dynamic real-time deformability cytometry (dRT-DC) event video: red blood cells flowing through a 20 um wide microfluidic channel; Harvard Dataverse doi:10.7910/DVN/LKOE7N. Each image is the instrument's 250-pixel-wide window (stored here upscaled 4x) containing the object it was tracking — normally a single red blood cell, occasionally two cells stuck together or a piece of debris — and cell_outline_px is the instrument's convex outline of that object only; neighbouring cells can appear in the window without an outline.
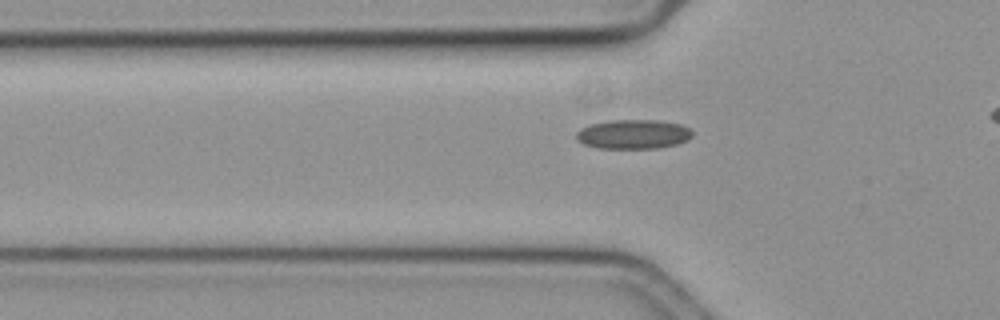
{"species": "common noctule bat (a hibernating species)", "species_latin": "Nyctalus noctula", "temperature_condition": "cold", "stored_images_in_passage": 36, "camera_frame_rate_fps": 3000, "um_per_image_px": 0.085, "animal": {"sex": "female", "body_mass_g": 19.3, "forearm_length_mm": 54.1}, "frame": {"image": 1, "passage_image": 5, "time_ms": 1.333, "image_size_px": [1000, 320], "cell_outline_px": [[692, 136], [688, 140], [676, 144], [656, 148], [596, 148], [584, 144], [576, 140], [576, 132], [580, 128], [588, 124], [608, 120], [656, 120], [680, 124], [688, 128], [692, 132]], "centroid_in_image_um": [53.78, 11.4], "position_along_channel_um": 72.0, "area_um2": 19.94}}
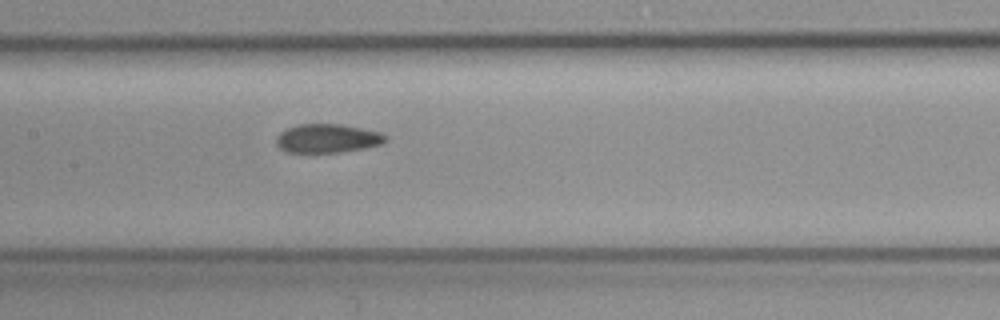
{"frame": {"image": 2, "passage_image": 14, "time_ms": 4.333, "image_size_px": [1000, 320], "cell_outline_px": [[388, 140], [380, 144], [364, 148], [336, 152], [284, 152], [276, 144], [276, 136], [280, 132], [296, 124], [340, 124], [380, 132], [388, 136]], "centroid_in_image_um": [27.81, 11.76], "position_along_channel_um": 179.6, "area_um2": 18.26}}
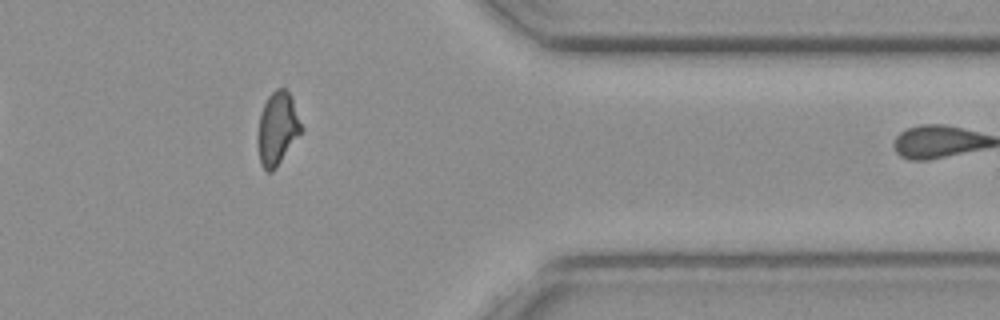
{"frame": {"image": 3, "passage_image": 33, "time_ms": 10.667, "image_size_px": [1000, 320], "cell_outline_px": [[304, 132], [276, 168], [272, 172], [268, 172], [260, 164], [256, 140], [256, 136], [260, 116], [264, 104], [268, 96], [276, 88], [284, 88], [288, 92], [292, 100], [304, 128]], "centroid_in_image_um": [23.59, 10.97], "position_along_channel_um": 387.8, "area_um2": 18.96}, "authors_computed_cell_mechanics": {"area_um2": 18.7561, "velocity_mm_per_s": 3.5717, "shape_relaxation_time_tau1_ms": null, "shape_relaxation_time_tau2_ms": 2.2693, "deformation_change_tau1": null, "deformation_change_tau2": 0.0695}}